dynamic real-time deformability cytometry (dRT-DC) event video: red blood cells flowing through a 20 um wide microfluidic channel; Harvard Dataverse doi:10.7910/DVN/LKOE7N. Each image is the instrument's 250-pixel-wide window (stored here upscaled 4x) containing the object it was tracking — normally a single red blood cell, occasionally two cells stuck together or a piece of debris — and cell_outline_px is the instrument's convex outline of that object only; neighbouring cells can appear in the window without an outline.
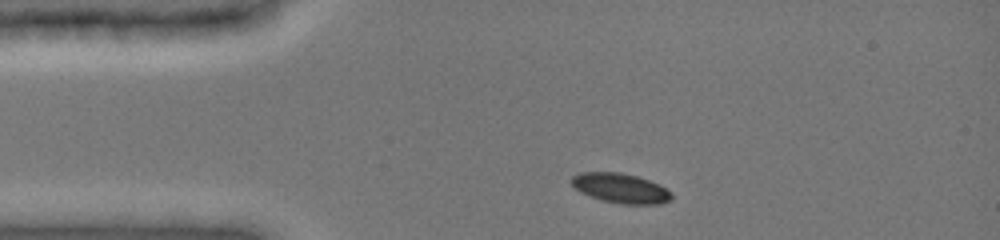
{"species": "common noctule bat (a hibernating species)", "species_latin": "Nyctalus noctula", "temperature_condition": "cold", "stored_images_in_passage": 5, "camera_frame_rate_fps": 3000, "um_per_image_px": 0.085, "animal": {"sex": "female", "body_mass_g": 19.0, "forearm_length_mm": 51.5}, "frame": {"image": 1, "passage_image": 1, "time_ms": 0.0, "image_size_px": [1000, 240], "cell_outline_px": [[672, 200], [660, 204], [620, 204], [600, 200], [580, 192], [572, 184], [572, 176], [580, 172], [620, 172], [636, 176], [648, 180], [672, 192]], "centroid_in_image_um": [52.74, 16.01], "position_along_channel_um": 32.3, "area_um2": 17.28}}
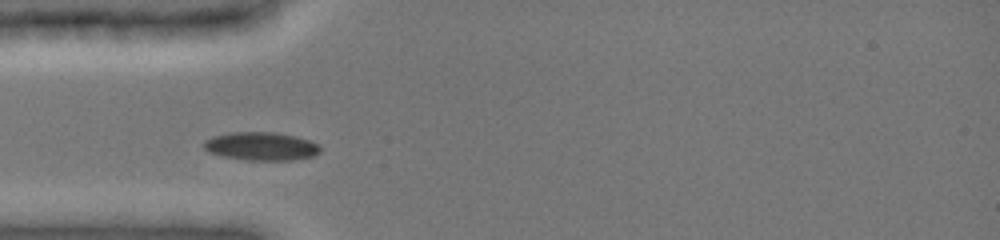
{"frame": {"image": 2, "passage_image": 3, "time_ms": 1.667, "image_size_px": [1000, 240], "cell_outline_px": [[320, 152], [312, 156], [292, 160], [248, 160], [224, 156], [208, 152], [204, 148], [204, 140], [212, 136], [232, 132], [276, 132], [296, 136], [308, 140], [316, 144], [320, 148]], "centroid_in_image_um": [22.17, 12.42], "position_along_channel_um": 62.8, "area_um2": 19.07}}
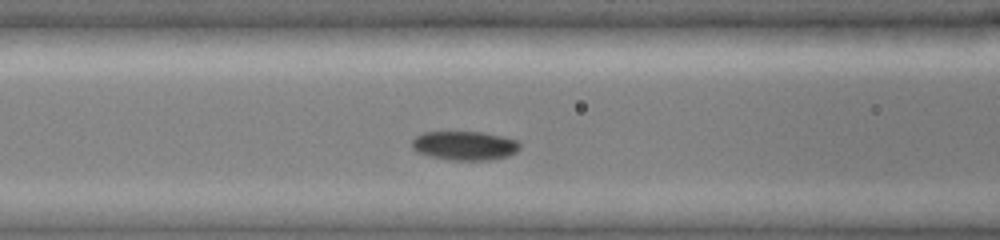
{"frame": {"image": 3, "passage_image": 5, "time_ms": 3.333, "image_size_px": [1000, 240], "cell_outline_px": [[520, 148], [516, 152], [508, 156], [488, 160], [452, 160], [428, 156], [416, 152], [412, 148], [412, 140], [416, 136], [424, 132], [484, 132], [504, 136], [516, 140], [520, 144]], "centroid_in_image_um": [39.49, 12.38], "position_along_channel_um": 127.1, "area_um2": 18.38}}